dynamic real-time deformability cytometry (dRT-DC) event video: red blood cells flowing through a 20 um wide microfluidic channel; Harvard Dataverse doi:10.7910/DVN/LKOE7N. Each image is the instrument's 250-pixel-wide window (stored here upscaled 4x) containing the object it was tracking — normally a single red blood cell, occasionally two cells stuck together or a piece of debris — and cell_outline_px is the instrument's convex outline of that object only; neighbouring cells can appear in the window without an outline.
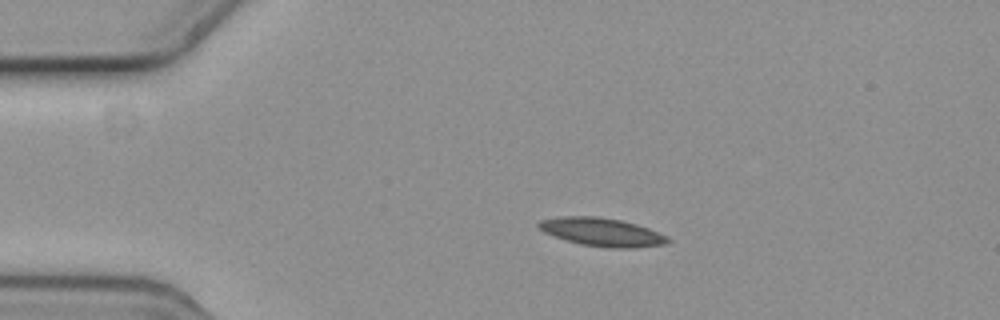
{"species": "common noctule bat (a hibernating species)", "species_latin": "Nyctalus noctula", "temperature_condition": "cold", "stored_images_in_passage": 5, "camera_frame_rate_fps": 3000, "um_per_image_px": 0.085, "animal": {"sex": "female", "body_mass_g": 19.3, "forearm_length_mm": 54.1}, "frame": {"image": 1, "passage_image": 3, "time_ms": 0.667, "image_size_px": [1000, 320], "cell_outline_px": [[672, 240], [668, 244], [636, 248], [608, 248], [580, 244], [552, 236], [536, 228], [536, 224], [540, 220], [560, 216], [596, 216], [620, 220], [636, 224], [648, 228], [668, 236]], "centroid_in_image_um": [51.16, 19.73], "position_along_channel_um": 33.8, "area_um2": 21.62}}